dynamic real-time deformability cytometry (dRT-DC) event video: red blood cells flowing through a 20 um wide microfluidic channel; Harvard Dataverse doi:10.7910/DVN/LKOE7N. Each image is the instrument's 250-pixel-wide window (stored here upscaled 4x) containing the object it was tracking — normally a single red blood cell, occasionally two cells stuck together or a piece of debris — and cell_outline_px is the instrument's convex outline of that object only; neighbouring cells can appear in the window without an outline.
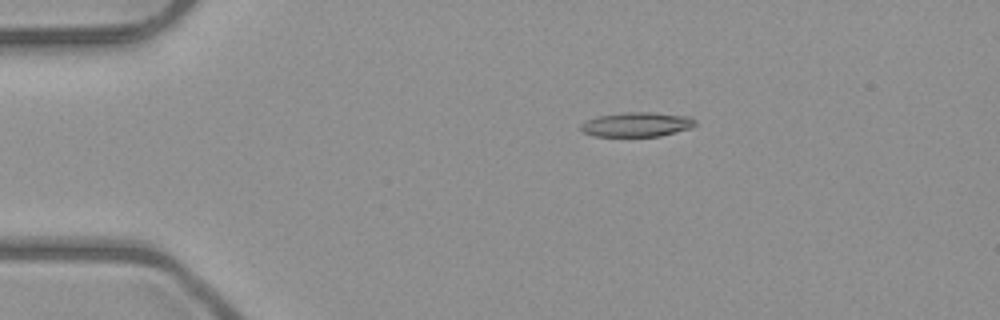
{"species": "common noctule bat (a hibernating species)", "species_latin": "Nyctalus noctula", "temperature_condition": "room temperature", "stored_images_in_passage": 6, "camera_frame_rate_fps": 3000, "um_per_image_px": 0.085, "animal": {"sex": "male", "body_mass_g": 23.1, "forearm_length_mm": 52.7}, "frame": {"image": 1, "passage_image": 3, "time_ms": 2.333, "image_size_px": [1000, 320], "cell_outline_px": [[696, 124], [692, 128], [660, 136], [592, 136], [584, 132], [580, 128], [580, 124], [588, 120], [600, 116], [624, 112], [652, 112], [692, 116], [696, 120]], "centroid_in_image_um": [54.18, 10.57], "position_along_channel_um": 30.8, "area_um2": 16.42}}
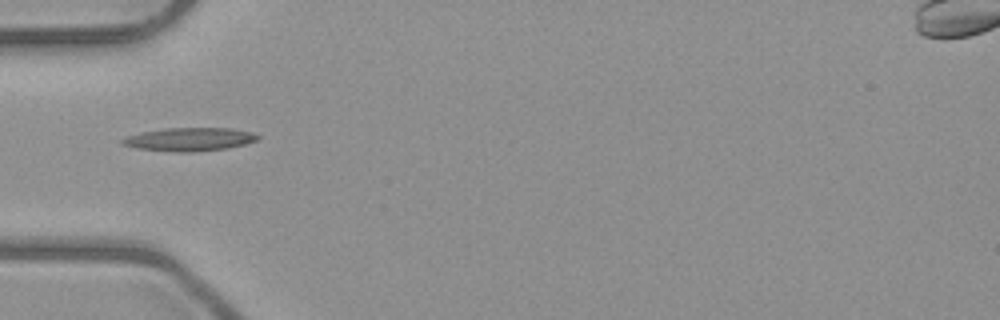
{"frame": {"image": 2, "passage_image": 5, "time_ms": 4.667, "image_size_px": [1000, 320], "cell_outline_px": [[260, 136], [256, 140], [244, 144], [228, 148], [192, 152], [176, 152], [140, 148], [124, 144], [120, 140], [128, 136], [140, 132], [164, 128], [232, 128], [252, 132]], "centroid_in_image_um": [16.14, 11.83], "position_along_channel_um": 68.9, "area_um2": 18.21}}
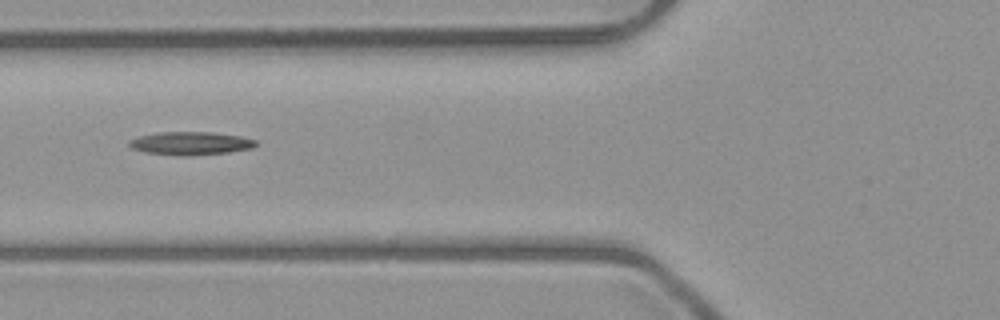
{"frame": {"image": 3, "passage_image": 6, "time_ms": 5.667, "image_size_px": [1000, 320], "cell_outline_px": [[256, 144], [252, 148], [228, 152], [192, 156], [180, 156], [144, 152], [132, 148], [128, 144], [128, 140], [140, 136], [160, 132], [212, 132], [240, 136], [256, 140]], "centroid_in_image_um": [16.18, 12.19], "position_along_channel_um": 109.6, "area_um2": 17.11}}